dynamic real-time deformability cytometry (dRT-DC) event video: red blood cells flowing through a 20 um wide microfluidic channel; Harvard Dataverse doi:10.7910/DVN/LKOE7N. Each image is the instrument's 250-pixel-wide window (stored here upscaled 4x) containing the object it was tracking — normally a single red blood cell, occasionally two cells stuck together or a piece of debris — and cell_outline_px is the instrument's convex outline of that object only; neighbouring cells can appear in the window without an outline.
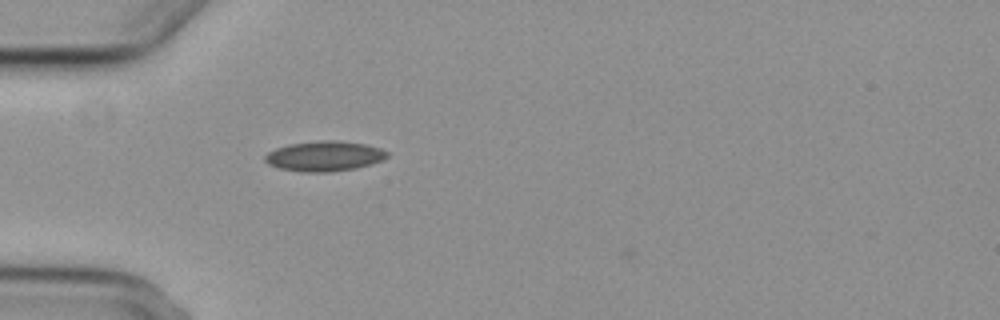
{"species": "common noctule bat (a hibernating species)", "species_latin": "Nyctalus noctula", "temperature_condition": "cold", "stored_images_in_passage": 3, "camera_frame_rate_fps": 3000, "um_per_image_px": 0.085, "animal": {"sex": "female", "body_mass_g": 29.2, "forearm_length_mm": 56.3}, "frame": {"image": 1, "passage_image": 3, "time_ms": 2.333, "image_size_px": [1000, 320], "cell_outline_px": [[388, 156], [384, 160], [372, 164], [356, 168], [328, 172], [304, 172], [280, 168], [268, 164], [264, 160], [264, 156], [268, 152], [276, 148], [288, 144], [320, 140], [336, 140], [364, 144], [380, 148], [388, 152]], "centroid_in_image_um": [27.58, 13.27], "position_along_channel_um": 57.4, "area_um2": 21.5}}